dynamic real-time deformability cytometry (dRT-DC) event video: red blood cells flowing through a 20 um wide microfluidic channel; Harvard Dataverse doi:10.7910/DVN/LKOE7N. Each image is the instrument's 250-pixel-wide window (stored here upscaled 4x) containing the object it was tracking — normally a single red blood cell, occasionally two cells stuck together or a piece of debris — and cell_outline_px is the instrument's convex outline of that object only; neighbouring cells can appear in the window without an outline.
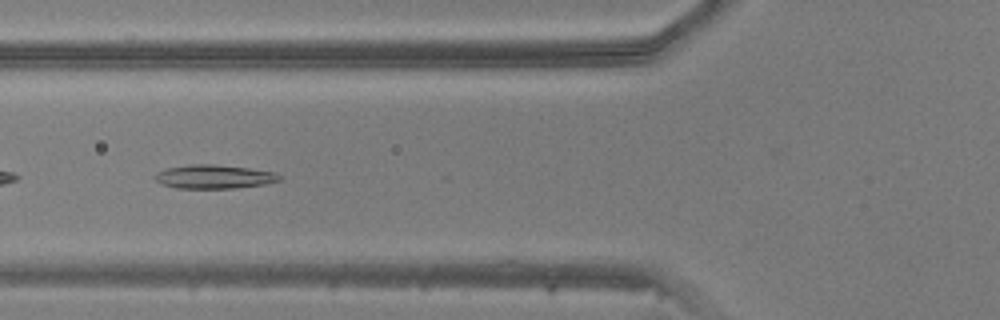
{"species": "common noctule bat (a hibernating species)", "species_latin": "Nyctalus noctula", "temperature_condition": "warm", "stored_images_in_passage": 34, "camera_frame_rate_fps": 3000, "um_per_image_px": 0.085, "animal": {"sex": "male", "body_mass_g": 20.5, "forearm_length_mm": 52.5}, "frame": {"image": 1, "passage_image": 4, "time_ms": 1.0, "image_size_px": [1000, 320], "cell_outline_px": [[284, 176], [280, 180], [264, 184], [236, 188], [176, 188], [164, 184], [156, 180], [152, 176], [156, 172], [168, 168], [192, 164], [212, 164], [248, 168], [276, 172]], "centroid_in_image_um": [18.22, 15.02], "position_along_channel_um": 107.6, "area_um2": 17.22}}
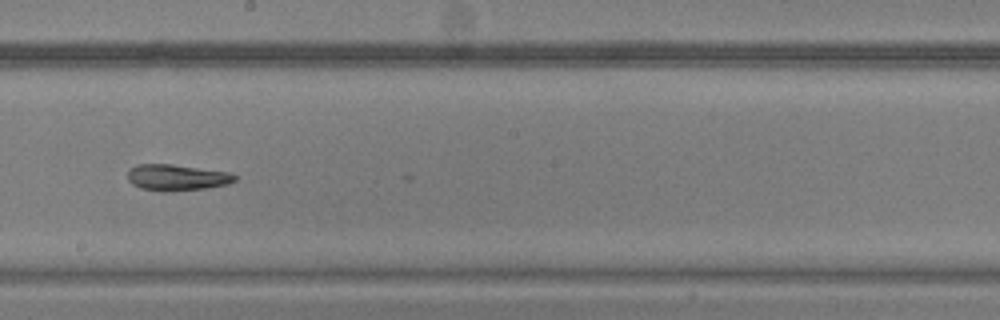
{"frame": {"image": 2, "passage_image": 13, "time_ms": 4.0, "image_size_px": [1000, 320], "cell_outline_px": [[236, 180], [228, 184], [204, 188], [168, 192], [160, 192], [140, 188], [132, 184], [128, 180], [128, 168], [136, 164], [172, 164], [228, 172], [236, 176]], "centroid_in_image_um": [14.97, 15.09], "position_along_channel_um": 233.2, "area_um2": 16.47}}
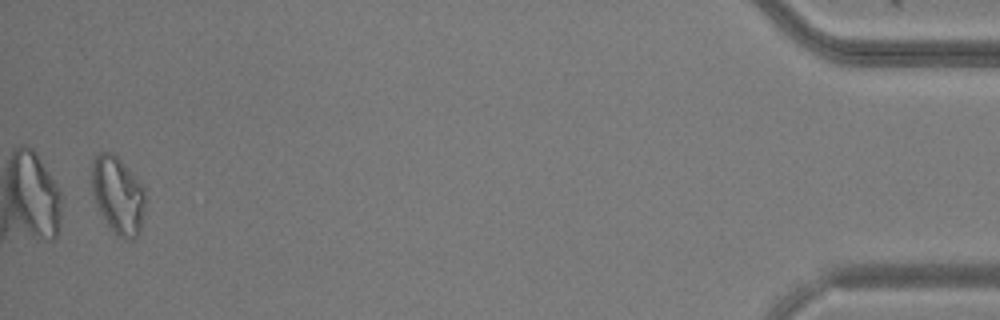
{"frame": {"image": 3, "passage_image": 33, "time_ms": 10.667, "image_size_px": [1000, 320], "cell_outline_px": [[144, 208], [140, 232], [132, 240], [124, 240], [116, 236], [112, 232], [100, 212], [96, 204], [88, 180], [92, 160], [100, 152], [112, 152], [144, 184]], "centroid_in_image_um": [9.98, 16.58], "position_along_channel_um": 425.2, "area_um2": 24.8}}